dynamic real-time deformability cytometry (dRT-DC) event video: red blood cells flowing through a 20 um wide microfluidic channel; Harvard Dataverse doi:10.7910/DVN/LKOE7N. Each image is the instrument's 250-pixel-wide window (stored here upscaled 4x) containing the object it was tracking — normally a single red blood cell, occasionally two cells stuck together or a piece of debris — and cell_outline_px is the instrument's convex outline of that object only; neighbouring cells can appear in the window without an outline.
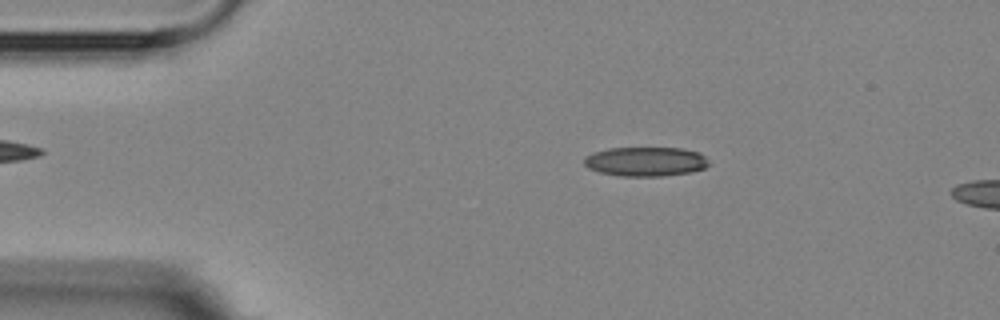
{"species": "Egyptian fruit bat (a non-hibernating species)", "species_latin": "Rousettus aegyptiacus", "temperature_condition": "room temperature", "stored_images_in_passage": 4, "segment_of_instrument_passage": [1, 2], "camera_frame_rate_fps": 3000, "um_per_image_px": 0.085, "animal": {"sex": "female"}, "frame": {"image": 1, "passage_image": 2, "time_ms": 1.0, "image_size_px": [1000, 320], "cell_outline_px": [[708, 164], [704, 168], [692, 172], [660, 176], [620, 176], [600, 172], [588, 168], [584, 164], [584, 156], [592, 152], [608, 148], [684, 148], [700, 152], [708, 160]], "centroid_in_image_um": [54.86, 13.72], "position_along_channel_um": 30.1, "area_um2": 21.44}}